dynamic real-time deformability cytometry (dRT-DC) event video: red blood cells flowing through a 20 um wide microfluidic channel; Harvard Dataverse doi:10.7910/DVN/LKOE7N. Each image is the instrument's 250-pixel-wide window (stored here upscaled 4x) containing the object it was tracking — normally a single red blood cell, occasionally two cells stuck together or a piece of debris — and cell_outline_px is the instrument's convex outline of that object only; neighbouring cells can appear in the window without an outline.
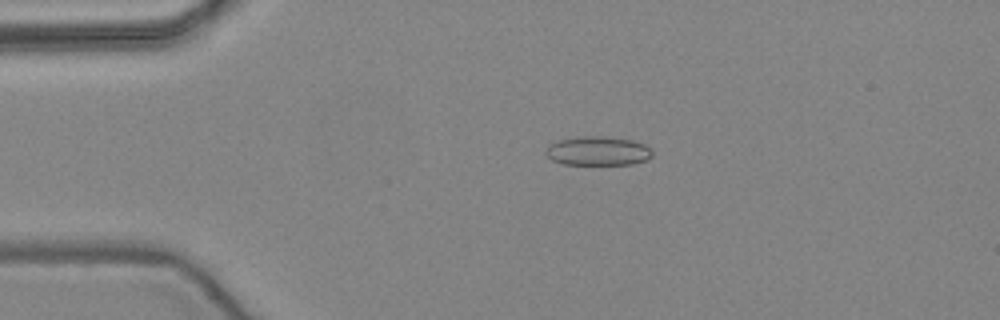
{"species": "common noctule bat (a hibernating species)", "species_latin": "Nyctalus noctula", "temperature_condition": "warm", "stored_images_in_passage": 52, "camera_frame_rate_fps": 3000, "um_per_image_px": 0.085, "animal": {"sex": "female", "body_mass_g": 24.6, "forearm_length_mm": 56.2}, "frame": {"image": 1, "passage_image": 11, "time_ms": 3.333, "image_size_px": [1000, 320], "cell_outline_px": [[652, 156], [648, 160], [632, 164], [564, 164], [552, 160], [544, 152], [548, 144], [556, 140], [580, 136], [604, 136], [632, 140], [644, 144], [652, 152]], "centroid_in_image_um": [50.79, 12.82], "position_along_channel_um": 34.2, "area_um2": 18.15}}
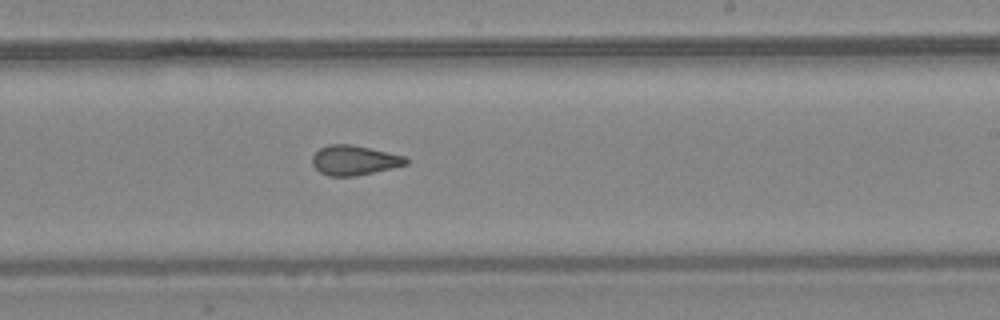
{"frame": {"image": 2, "passage_image": 31, "time_ms": 10.0, "image_size_px": [1000, 320], "cell_outline_px": [[408, 164], [392, 168], [352, 176], [328, 176], [320, 172], [312, 164], [312, 156], [320, 148], [328, 144], [352, 144], [404, 156], [408, 160]], "centroid_in_image_um": [30.09, 13.61], "position_along_channel_um": 258.9, "area_um2": 16.07}}
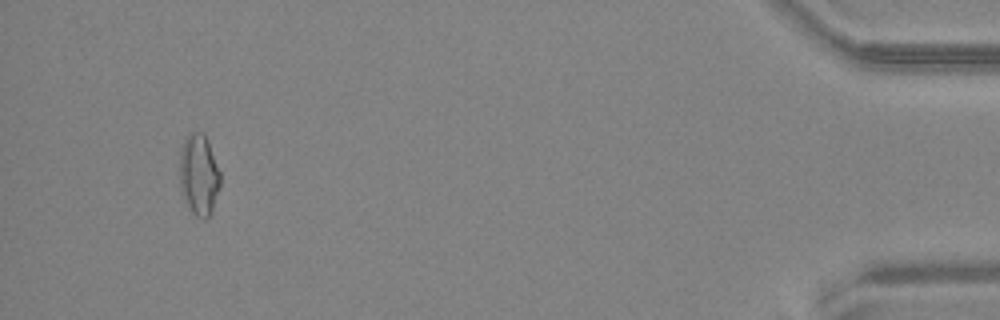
{"frame": {"image": 3, "passage_image": 49, "time_ms": 16.0, "image_size_px": [1000, 320], "cell_outline_px": [[220, 188], [212, 212], [204, 220], [196, 216], [192, 212], [180, 188], [180, 148], [188, 132], [204, 132], [208, 140], [220, 172]], "centroid_in_image_um": [16.92, 14.82], "position_along_channel_um": 418.3, "area_um2": 19.36}, "authors_computed_cell_mechanics": {"area_um2": 17.1377, "velocity_mm_per_s": 3.9571, "shape_relaxation_time_tau1_ms": null, "shape_relaxation_time_tau2_ms": 1.2719, "deformation_change_tau1": null, "deformation_change_tau2": 0.0764}}